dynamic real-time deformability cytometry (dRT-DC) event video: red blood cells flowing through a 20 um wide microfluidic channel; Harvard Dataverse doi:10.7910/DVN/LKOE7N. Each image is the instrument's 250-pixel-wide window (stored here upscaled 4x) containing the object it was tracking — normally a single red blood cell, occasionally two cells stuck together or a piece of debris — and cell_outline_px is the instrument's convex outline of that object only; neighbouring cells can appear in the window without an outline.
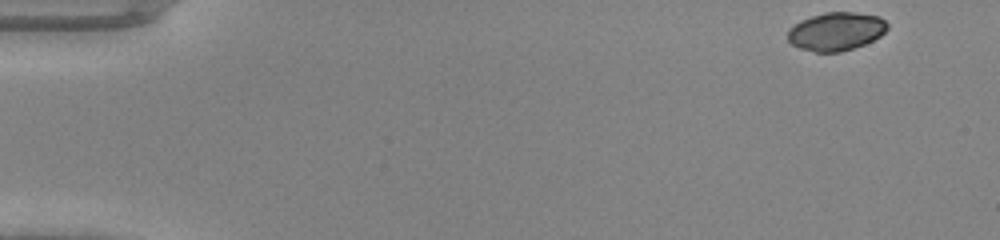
{"species": "common noctule bat (a hibernating species)", "species_latin": "Nyctalus noctula", "temperature_condition": "warm", "stored_images_in_passage": 46, "camera_frame_rate_fps": 3000, "um_per_image_px": 0.085, "animal": {"sex": "male", "body_mass_g": 20.0, "forearm_length_mm": 53.3}, "frame": {"image": 1, "passage_image": 1, "time_ms": 0.0, "image_size_px": [1000, 240], "cell_outline_px": [[888, 28], [880, 36], [864, 44], [840, 52], [816, 52], [800, 48], [792, 44], [788, 40], [788, 28], [800, 20], [824, 12], [852, 12], [880, 16], [888, 24]], "centroid_in_image_um": [71.05, 2.66], "position_along_channel_um": 13.9, "area_um2": 22.2}}
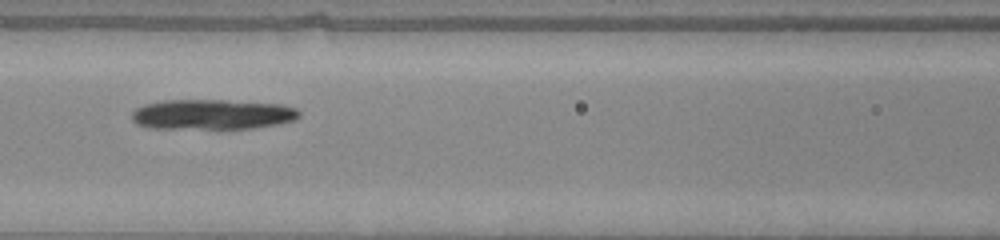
{"frame": {"image": 2, "passage_image": 20, "time_ms": 6.333, "image_size_px": [1000, 240], "cell_outline_px": [[300, 116], [296, 120], [256, 128], [152, 128], [136, 124], [132, 120], [132, 112], [136, 108], [144, 104], [164, 100], [224, 100], [280, 104], [296, 108], [300, 112]], "centroid_in_image_um": [18.04, 9.72], "position_along_channel_um": 148.6, "area_um2": 29.42}}
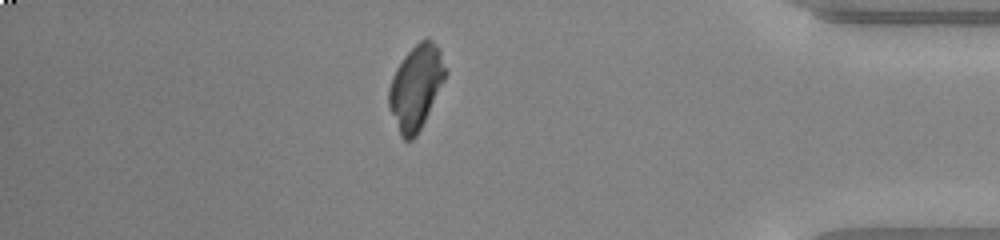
{"frame": {"image": 3, "passage_image": 40, "time_ms": 13.0, "image_size_px": [1000, 240], "cell_outline_px": [[448, 72], [416, 136], [412, 140], [404, 140], [400, 136], [388, 108], [388, 88], [392, 76], [396, 68], [404, 56], [420, 40], [428, 36], [436, 44], [440, 52]], "centroid_in_image_um": [35.33, 7.39], "position_along_channel_um": 399.9, "area_um2": 27.63}}